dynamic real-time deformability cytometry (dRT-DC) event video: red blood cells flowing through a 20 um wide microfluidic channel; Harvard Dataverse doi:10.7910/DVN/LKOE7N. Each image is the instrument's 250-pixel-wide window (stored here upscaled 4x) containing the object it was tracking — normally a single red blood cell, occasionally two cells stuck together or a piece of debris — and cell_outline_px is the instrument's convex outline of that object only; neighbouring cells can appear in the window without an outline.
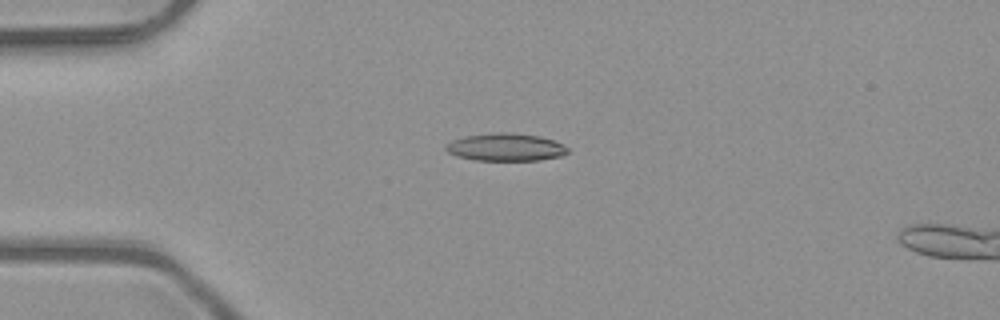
{"species": "common noctule bat (a hibernating species)", "species_latin": "Nyctalus noctula", "temperature_condition": "room temperature", "stored_images_in_passage": 6, "camera_frame_rate_fps": 3000, "um_per_image_px": 0.085, "animal": {"sex": "male", "body_mass_g": 23.1, "forearm_length_mm": 52.7}, "frame": {"image": 1, "passage_image": 4, "time_ms": 1.0, "image_size_px": [1000, 320], "cell_outline_px": [[568, 152], [560, 156], [540, 160], [476, 160], [456, 156], [448, 152], [444, 148], [444, 144], [452, 140], [464, 136], [496, 132], [512, 132], [540, 136], [552, 140], [568, 148]], "centroid_in_image_um": [42.93, 12.5], "position_along_channel_um": 42.1, "area_um2": 19.65}}